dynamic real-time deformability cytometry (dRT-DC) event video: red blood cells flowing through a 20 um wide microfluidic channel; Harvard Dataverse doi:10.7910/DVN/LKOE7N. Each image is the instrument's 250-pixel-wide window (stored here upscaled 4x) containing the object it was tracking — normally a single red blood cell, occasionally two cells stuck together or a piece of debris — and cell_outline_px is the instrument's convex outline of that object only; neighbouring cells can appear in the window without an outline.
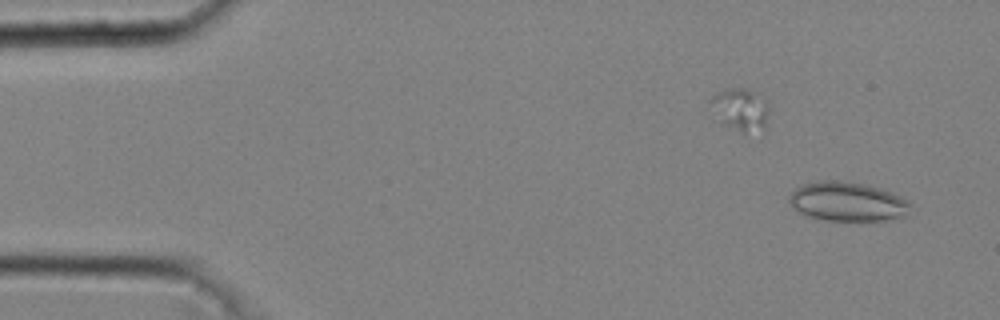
{"species": "common noctule bat (a hibernating species)", "species_latin": "Nyctalus noctula", "temperature_condition": "cold", "stored_images_in_passage": 46, "camera_frame_rate_fps": 3000, "um_per_image_px": 0.085, "animal": {"sex": "male", "body_mass_g": 20.4}, "frame": {"image": 1, "passage_image": 2, "time_ms": 0.333, "image_size_px": [1000, 320], "cell_outline_px": [[912, 204], [908, 216], [884, 220], [824, 220], [808, 216], [800, 212], [788, 200], [788, 196], [796, 188], [804, 184], [820, 180], [836, 180], [864, 184], [884, 188], [908, 200]], "centroid_in_image_um": [72.09, 17.13], "position_along_channel_um": 12.9, "area_um2": 27.8}}
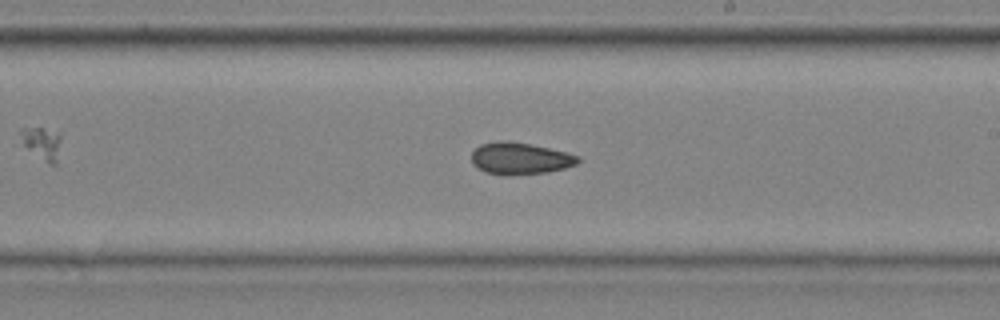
{"frame": {"image": 2, "passage_image": 27, "time_ms": 8.667, "image_size_px": [1000, 320], "cell_outline_px": [[580, 160], [576, 164], [564, 168], [548, 172], [504, 176], [488, 172], [476, 168], [472, 164], [472, 152], [480, 144], [500, 140], [508, 140], [568, 152], [580, 156]], "centroid_in_image_um": [44.19, 13.47], "position_along_channel_um": 244.8, "area_um2": 19.88}}
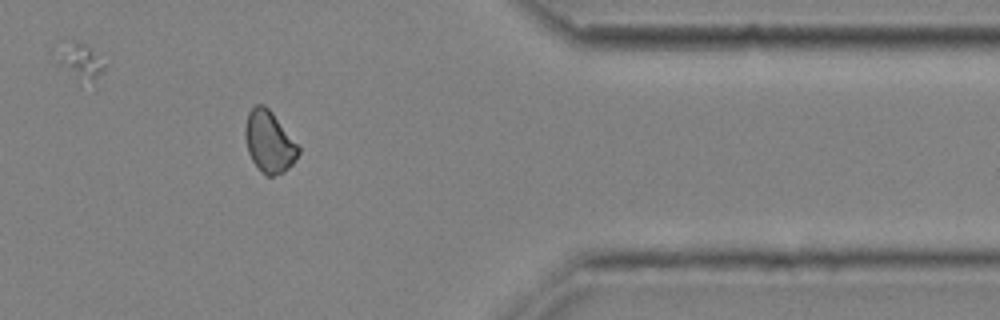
{"frame": {"image": 3, "passage_image": 39, "time_ms": 12.667, "image_size_px": [1000, 320], "cell_outline_px": [[300, 152], [292, 164], [284, 172], [272, 176], [268, 176], [260, 172], [252, 160], [248, 152], [244, 136], [244, 128], [248, 112], [256, 104], [264, 104], [272, 112], [300, 148]], "centroid_in_image_um": [22.85, 12.06], "position_along_channel_um": 388.5, "area_um2": 19.07}, "authors_computed_cell_mechanics": {"area_um2": 20.0277, "velocity_mm_per_s": 4.0742, "shape_relaxation_time_tau1_ms": null, "shape_relaxation_time_tau2_ms": 5.4853, "deformation_change_tau1": null, "deformation_change_tau2": 0.0783}}